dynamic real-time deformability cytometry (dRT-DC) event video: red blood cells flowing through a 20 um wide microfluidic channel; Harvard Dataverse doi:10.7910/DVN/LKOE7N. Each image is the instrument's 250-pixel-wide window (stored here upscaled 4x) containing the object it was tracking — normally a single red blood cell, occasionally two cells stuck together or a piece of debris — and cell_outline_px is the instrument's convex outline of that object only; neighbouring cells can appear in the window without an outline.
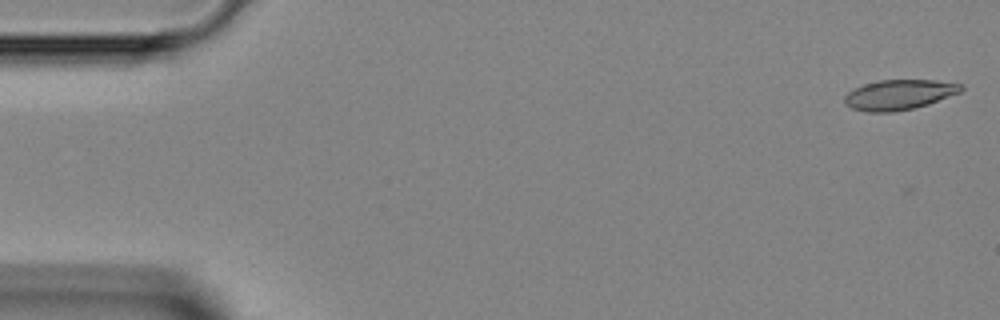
{"species": "Egyptian fruit bat (a non-hibernating species)", "species_latin": "Rousettus aegyptiacus", "temperature_condition": "room temperature", "stored_images_in_passage": 5, "camera_frame_rate_fps": 3000, "um_per_image_px": 0.085, "animal": {"sex": "female"}, "frame": {"image": 1, "passage_image": 1, "time_ms": 0.0, "image_size_px": [1000, 320], "cell_outline_px": [[964, 88], [960, 92], [928, 104], [912, 108], [892, 112], [868, 112], [852, 108], [844, 104], [844, 96], [848, 92], [864, 84], [876, 80], [936, 80], [964, 84]], "centroid_in_image_um": [76.42, 8.04], "position_along_channel_um": 8.6, "area_um2": 20.4}}